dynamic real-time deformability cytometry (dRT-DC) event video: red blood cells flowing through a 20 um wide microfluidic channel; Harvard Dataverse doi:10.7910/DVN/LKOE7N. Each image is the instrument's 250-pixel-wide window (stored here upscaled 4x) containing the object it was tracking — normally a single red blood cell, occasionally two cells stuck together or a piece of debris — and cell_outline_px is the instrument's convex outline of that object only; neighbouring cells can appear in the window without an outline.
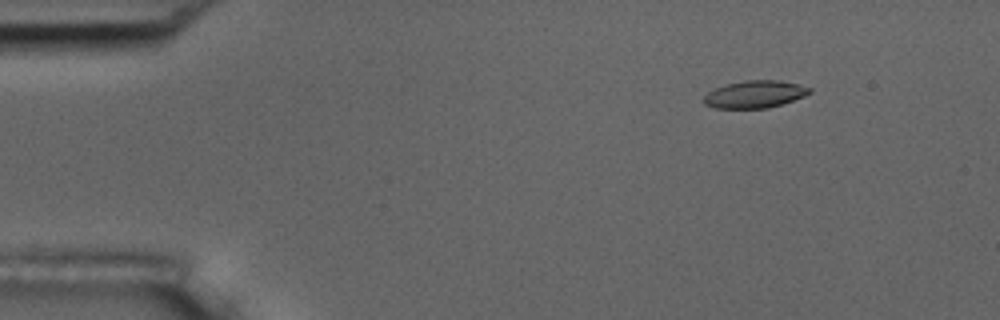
{"species": "common noctule bat (a hibernating species)", "species_latin": "Nyctalus noctula", "temperature_condition": "room temperature", "stored_images_in_passage": 55, "camera_frame_rate_fps": 3000, "um_per_image_px": 0.085, "animal": {"sex": "male", "body_mass_g": 17.5, "forearm_length_mm": 52.3}, "frame": {"image": 1, "passage_image": 7, "time_ms": 2.0, "image_size_px": [1000, 320], "cell_outline_px": [[812, 92], [804, 96], [768, 108], [716, 108], [704, 104], [704, 96], [712, 88], [744, 80], [776, 80], [796, 84], [812, 88]], "centroid_in_image_um": [64.13, 8.01], "position_along_channel_um": 20.9, "area_um2": 16.7}}
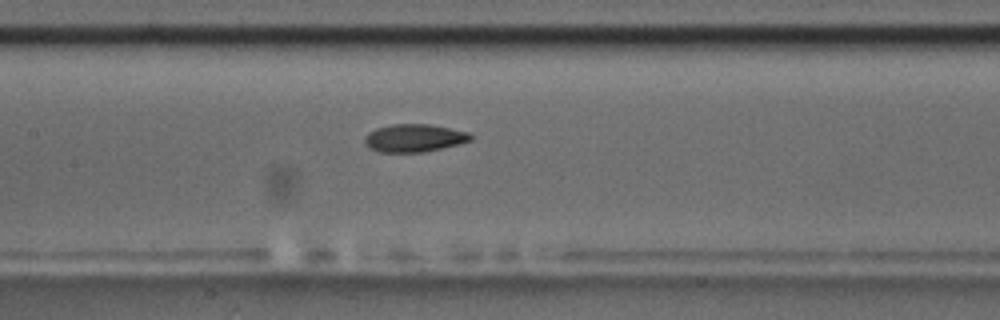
{"frame": {"image": 2, "passage_image": 26, "time_ms": 8.333, "image_size_px": [1000, 320], "cell_outline_px": [[472, 140], [460, 144], [424, 152], [380, 152], [368, 148], [364, 144], [364, 136], [368, 132], [376, 128], [392, 124], [428, 124], [468, 132], [472, 136]], "centroid_in_image_um": [35.17, 11.74], "position_along_channel_um": 172.2, "area_um2": 17.28}}
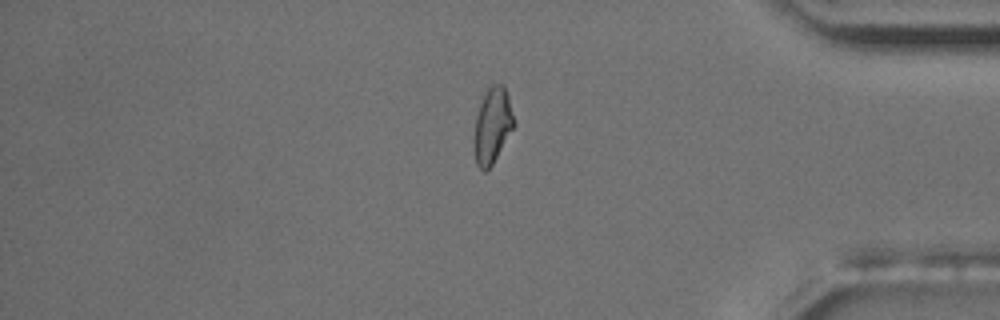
{"frame": {"image": 3, "passage_image": 46, "time_ms": 15.0, "image_size_px": [1000, 320], "cell_outline_px": [[516, 124], [492, 164], [484, 172], [476, 164], [472, 148], [472, 140], [476, 116], [480, 104], [488, 88], [492, 84], [504, 84], [508, 92]], "centroid_in_image_um": [41.85, 10.67], "position_along_channel_um": 393.4, "area_um2": 17.92}, "authors_computed_cell_mechanics": {"area_um2": 17.34, "velocity_mm_per_s": 3.7061, "shape_relaxation_time_tau1_ms": null, "shape_relaxation_time_tau2_ms": 3.8445, "deformation_change_tau1": null, "deformation_change_tau2": 0.1094}}